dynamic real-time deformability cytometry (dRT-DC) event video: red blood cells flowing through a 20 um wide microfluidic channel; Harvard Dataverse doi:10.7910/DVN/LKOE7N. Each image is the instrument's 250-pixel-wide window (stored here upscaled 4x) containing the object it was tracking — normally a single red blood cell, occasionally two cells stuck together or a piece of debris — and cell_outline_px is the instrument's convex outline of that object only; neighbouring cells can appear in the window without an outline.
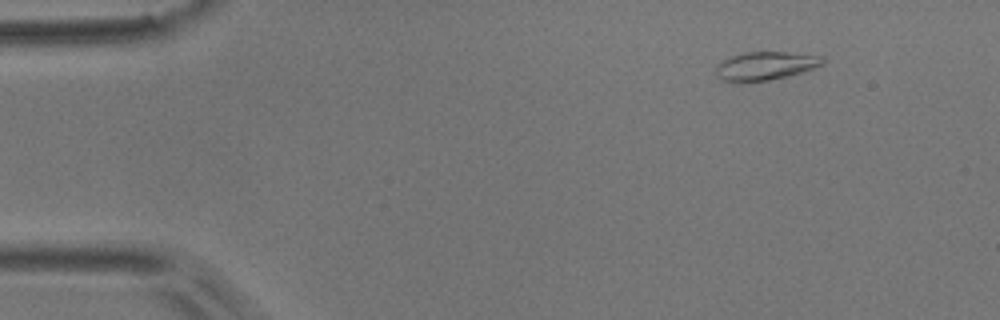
{"species": "common noctule bat (a hibernating species)", "species_latin": "Nyctalus noctula", "temperature_condition": "room temperature", "stored_images_in_passage": 8, "camera_frame_rate_fps": 3000, "um_per_image_px": 0.085, "animal": {"sex": "male", "body_mass_g": 17.9}, "frame": {"image": 1, "passage_image": 2, "time_ms": 0.333, "image_size_px": [1000, 320], "cell_outline_px": [[824, 64], [788, 76], [768, 80], [740, 84], [736, 84], [720, 80], [716, 72], [716, 64], [732, 56], [744, 52], [784, 52], [824, 56]], "centroid_in_image_um": [65.0, 5.63], "position_along_channel_um": 20.0, "area_um2": 17.92}}
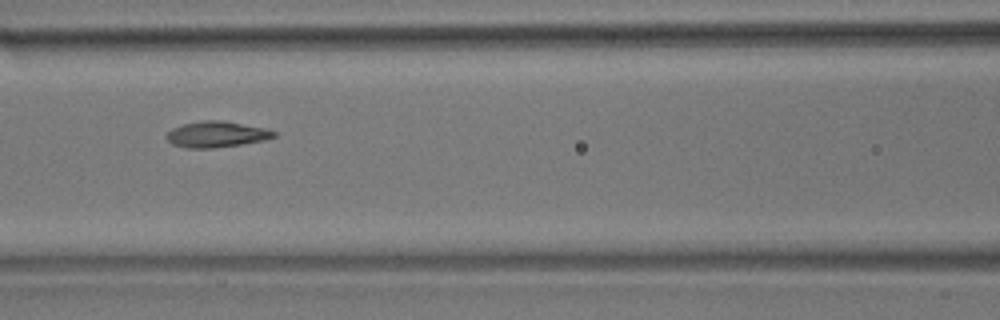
{"frame": {"image": 2, "passage_image": 6, "time_ms": 1.667, "image_size_px": [1000, 320], "cell_outline_px": [[276, 136], [264, 140], [240, 144], [212, 148], [184, 148], [172, 144], [168, 140], [168, 132], [172, 128], [184, 124], [204, 120], [220, 120], [264, 128], [276, 132]], "centroid_in_image_um": [18.39, 11.42], "position_along_channel_um": 148.2, "area_um2": 15.95}}
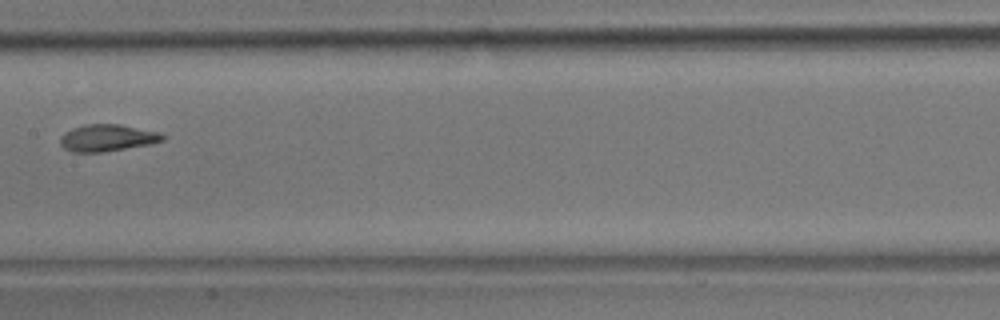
{"frame": {"image": 3, "passage_image": 7, "time_ms": 2.0, "image_size_px": [1000, 320], "cell_outline_px": [[164, 140], [148, 144], [104, 152], [72, 152], [64, 148], [60, 144], [60, 136], [64, 132], [72, 128], [84, 124], [120, 124], [156, 132], [164, 136]], "centroid_in_image_um": [9.04, 11.72], "position_along_channel_um": 198.4, "area_um2": 15.9}}